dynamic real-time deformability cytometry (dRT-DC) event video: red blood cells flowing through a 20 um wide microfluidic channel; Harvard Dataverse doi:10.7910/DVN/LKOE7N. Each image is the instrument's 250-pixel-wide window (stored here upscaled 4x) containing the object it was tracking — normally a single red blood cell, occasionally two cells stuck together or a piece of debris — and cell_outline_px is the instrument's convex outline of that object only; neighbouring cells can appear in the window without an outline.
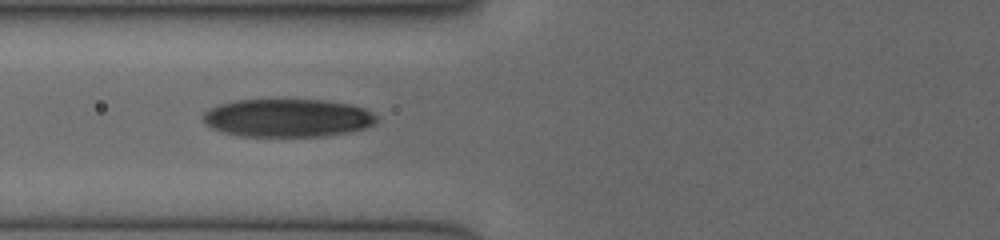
{"species": "human", "species_latin": "Homo sapiens", "temperature_condition": "cold", "stored_images_in_passage": 26, "camera_frame_rate_fps": 3000, "um_per_image_px": 0.085, "donor": {"sex": "female"}, "frame": {"image": 1, "passage_image": 25, "time_ms": 7.333, "image_size_px": [1000, 240], "cell_outline_px": [[376, 120], [372, 124], [364, 128], [348, 132], [324, 136], [236, 136], [220, 132], [204, 124], [204, 112], [220, 104], [236, 100], [324, 100], [348, 104], [364, 108], [376, 116]], "centroid_in_image_um": [24.4, 10.03], "position_along_channel_um": 101.4, "area_um2": 38.32}}